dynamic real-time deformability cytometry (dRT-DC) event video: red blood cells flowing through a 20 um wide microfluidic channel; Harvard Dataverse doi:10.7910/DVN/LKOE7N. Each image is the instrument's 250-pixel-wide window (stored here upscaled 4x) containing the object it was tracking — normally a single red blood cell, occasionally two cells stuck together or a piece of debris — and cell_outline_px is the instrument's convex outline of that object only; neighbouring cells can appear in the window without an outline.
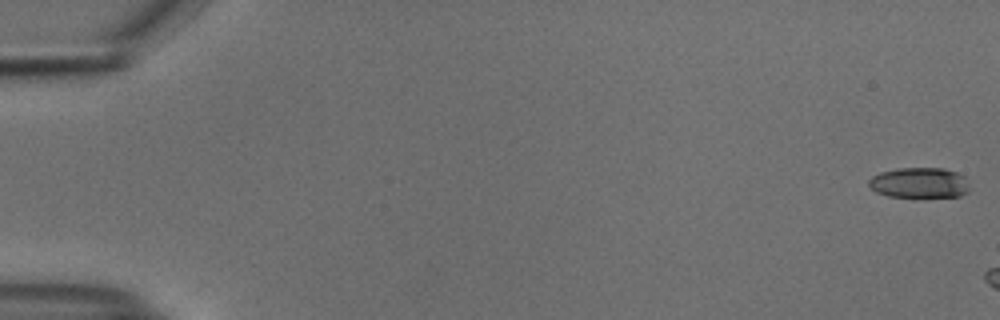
{"species": "common noctule bat (a hibernating species)", "species_latin": "Nyctalus noctula", "temperature_condition": "cold", "stored_images_in_passage": 10, "camera_frame_rate_fps": 3000, "um_per_image_px": 0.085, "animal": {"sex": "male", "body_mass_g": 18.8}, "frame": {"image": 1, "passage_image": 1, "time_ms": 0.0, "image_size_px": [1000, 320], "cell_outline_px": [[968, 192], [960, 196], [888, 196], [876, 192], [868, 184], [868, 180], [872, 176], [880, 172], [896, 168], [944, 168], [956, 172], [964, 176], [968, 184]], "centroid_in_image_um": [78.13, 15.52], "position_along_channel_um": 6.9, "area_um2": 17.74}}